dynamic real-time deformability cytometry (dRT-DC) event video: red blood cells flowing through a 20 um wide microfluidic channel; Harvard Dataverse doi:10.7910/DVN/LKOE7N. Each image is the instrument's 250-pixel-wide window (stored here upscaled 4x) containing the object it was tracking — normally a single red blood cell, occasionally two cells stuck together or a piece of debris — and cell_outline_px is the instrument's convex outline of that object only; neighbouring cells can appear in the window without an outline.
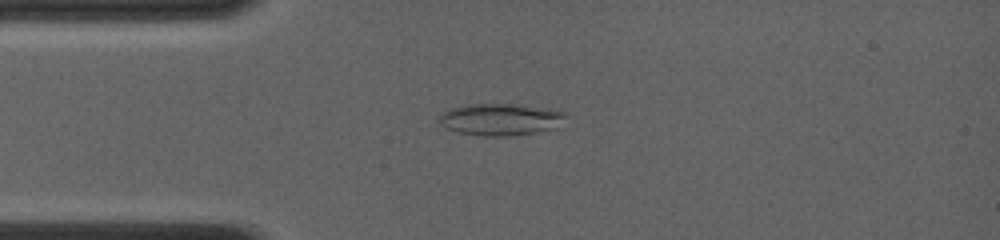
{"species": "common noctule bat (a hibernating species)", "species_latin": "Nyctalus noctula", "temperature_condition": "room temperature", "stored_images_in_passage": 9, "camera_frame_rate_fps": 4000, "um_per_image_px": 0.085, "animal": {"sex": "female", "body_mass_g": 19.0, "forearm_length_mm": 56.7}, "frame": {"image": 1, "passage_image": 4, "time_ms": 0.75, "image_size_px": [1000, 240], "cell_outline_px": [[568, 116], [564, 128], [508, 136], [480, 136], [460, 132], [448, 128], [440, 124], [436, 120], [444, 112], [452, 108], [468, 104], [512, 104], [548, 108], [564, 112]], "centroid_in_image_um": [42.66, 10.16], "position_along_channel_um": 42.3, "area_um2": 23.93}}
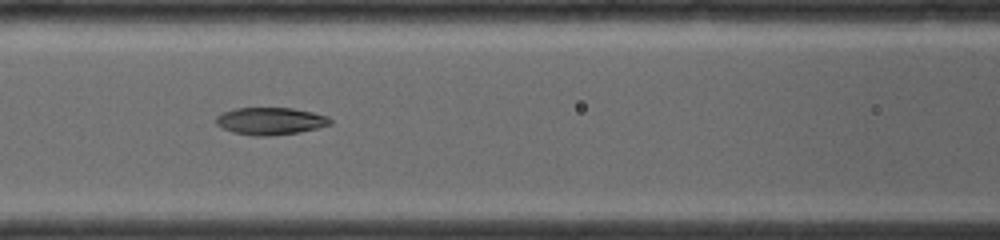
{"frame": {"image": 2, "passage_image": 8, "time_ms": 1.75, "image_size_px": [1000, 240], "cell_outline_px": [[332, 124], [300, 132], [268, 136], [252, 136], [232, 132], [216, 124], [216, 116], [224, 112], [236, 108], [292, 108], [312, 112], [328, 116], [332, 120]], "centroid_in_image_um": [23.0, 10.29], "position_along_channel_um": 143.6, "area_um2": 18.15}}
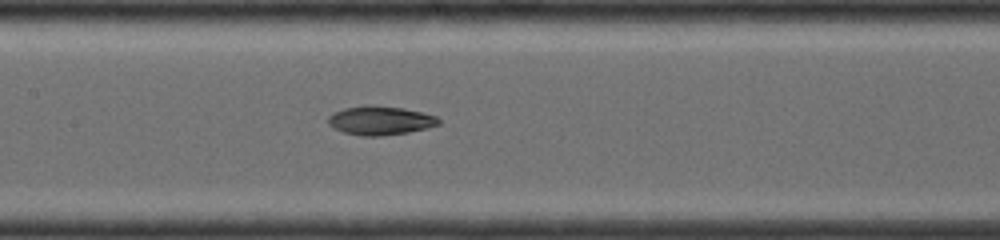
{"frame": {"image": 3, "passage_image": 9, "time_ms": 2.0, "image_size_px": [1000, 240], "cell_outline_px": [[440, 124], [428, 128], [408, 132], [384, 136], [360, 136], [344, 132], [328, 124], [328, 116], [332, 112], [344, 108], [364, 104], [368, 104], [404, 108], [436, 116], [440, 120]], "centroid_in_image_um": [32.3, 10.23], "position_along_channel_um": 175.1, "area_um2": 18.79}}